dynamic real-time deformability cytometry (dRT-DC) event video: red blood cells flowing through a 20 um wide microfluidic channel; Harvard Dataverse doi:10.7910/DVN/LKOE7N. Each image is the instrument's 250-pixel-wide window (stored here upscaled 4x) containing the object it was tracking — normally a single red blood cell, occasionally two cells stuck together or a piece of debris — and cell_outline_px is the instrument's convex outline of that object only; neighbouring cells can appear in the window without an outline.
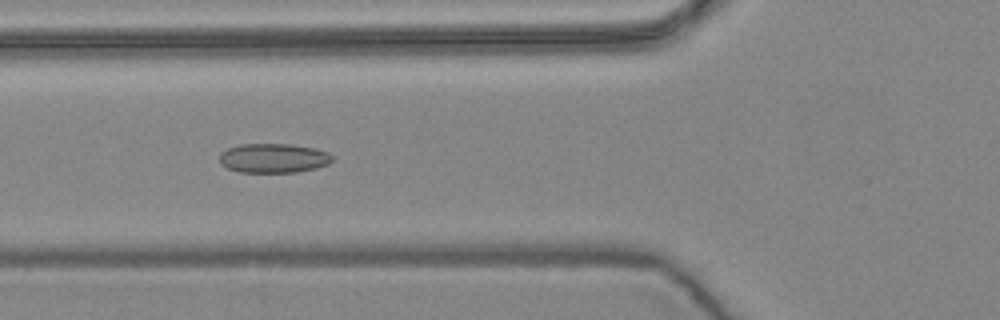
{"species": "common noctule bat (a hibernating species)", "species_latin": "Nyctalus noctula", "temperature_condition": "warm", "stored_images_in_passage": 6, "camera_frame_rate_fps": 3000, "um_per_image_px": 0.085, "animal": {"sex": "female", "body_mass_g": 24.6, "forearm_length_mm": 56.2}, "frame": {"image": 1, "passage_image": 5, "time_ms": 1.333, "image_size_px": [1000, 320], "cell_outline_px": [[332, 160], [328, 164], [316, 168], [296, 172], [240, 172], [228, 168], [220, 164], [220, 152], [228, 148], [240, 144], [292, 144], [316, 148], [328, 152], [332, 156]], "centroid_in_image_um": [23.25, 13.43], "position_along_channel_um": 102.6, "area_um2": 19.36}}
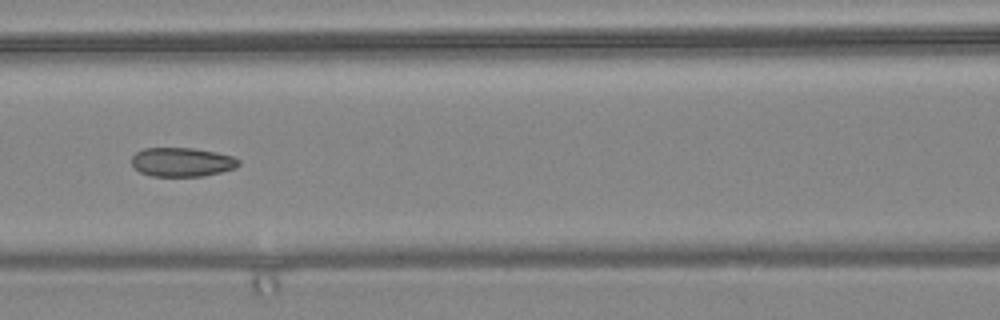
{"frame": {"image": 2, "passage_image": 6, "time_ms": 1.667, "image_size_px": [1000, 320], "cell_outline_px": [[240, 164], [236, 168], [204, 176], [152, 176], [140, 172], [132, 164], [132, 156], [136, 152], [144, 148], [192, 148], [216, 152], [232, 156], [240, 160]], "centroid_in_image_um": [15.48, 13.77], "position_along_channel_um": 151.1, "area_um2": 18.09}}